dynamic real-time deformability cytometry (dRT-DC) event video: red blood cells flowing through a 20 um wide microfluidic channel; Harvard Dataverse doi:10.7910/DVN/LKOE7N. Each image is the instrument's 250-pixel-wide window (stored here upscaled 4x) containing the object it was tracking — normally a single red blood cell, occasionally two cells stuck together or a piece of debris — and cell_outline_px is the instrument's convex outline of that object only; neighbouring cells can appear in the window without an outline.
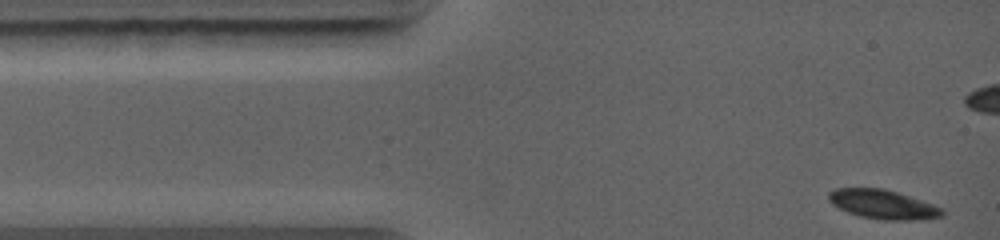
{"species": "common noctule bat (a hibernating species)", "species_latin": "Nyctalus noctula", "temperature_condition": "warm", "stored_images_in_passage": 12, "camera_frame_rate_fps": 5000, "um_per_image_px": 0.085, "animal": {"sex": "female", "body_mass_g": 19.0, "forearm_length_mm": 56.7}, "frame": {"image": 1, "passage_image": 1, "time_ms": 0.0, "image_size_px": [1000, 240], "cell_outline_px": [[944, 216], [920, 220], [880, 220], [860, 216], [848, 212], [832, 204], [828, 200], [828, 192], [836, 188], [884, 188], [944, 208]], "centroid_in_image_um": [75.05, 17.38], "position_along_channel_um": 9.9, "area_um2": 19.31}}
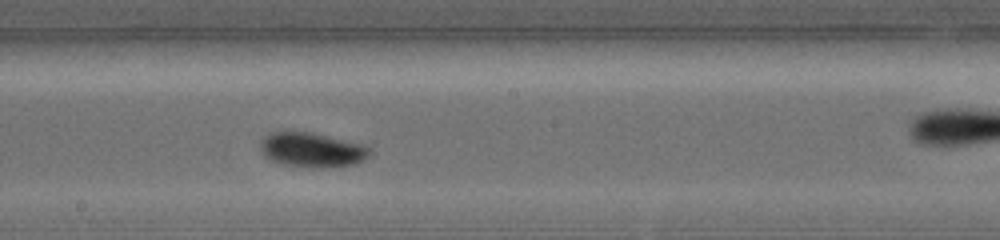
{"frame": {"image": 2, "passage_image": 9, "time_ms": 5.8, "image_size_px": [1000, 240], "cell_outline_px": [[372, 156], [356, 164], [324, 168], [308, 168], [284, 164], [272, 160], [264, 156], [260, 152], [260, 140], [268, 132], [312, 132], [364, 144], [372, 148]], "centroid_in_image_um": [26.56, 12.74], "position_along_channel_um": 221.6, "area_um2": 22.6}}
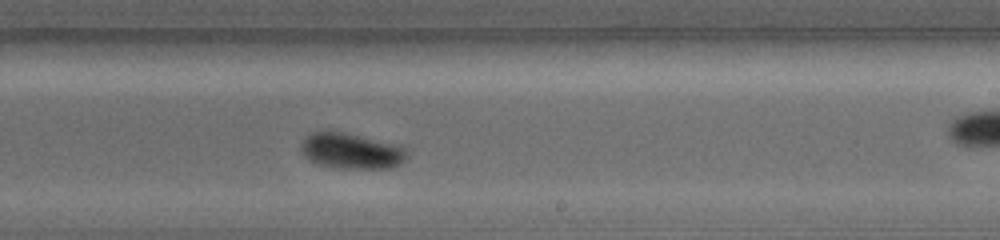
{"frame": {"image": 3, "passage_image": 10, "time_ms": 6.6, "image_size_px": [1000, 240], "cell_outline_px": [[408, 156], [400, 164], [392, 168], [332, 168], [320, 164], [304, 156], [300, 152], [300, 144], [312, 132], [344, 132], [396, 144], [404, 148], [408, 152]], "centroid_in_image_um": [29.87, 12.84], "position_along_channel_um": 259.1, "area_um2": 21.91}}